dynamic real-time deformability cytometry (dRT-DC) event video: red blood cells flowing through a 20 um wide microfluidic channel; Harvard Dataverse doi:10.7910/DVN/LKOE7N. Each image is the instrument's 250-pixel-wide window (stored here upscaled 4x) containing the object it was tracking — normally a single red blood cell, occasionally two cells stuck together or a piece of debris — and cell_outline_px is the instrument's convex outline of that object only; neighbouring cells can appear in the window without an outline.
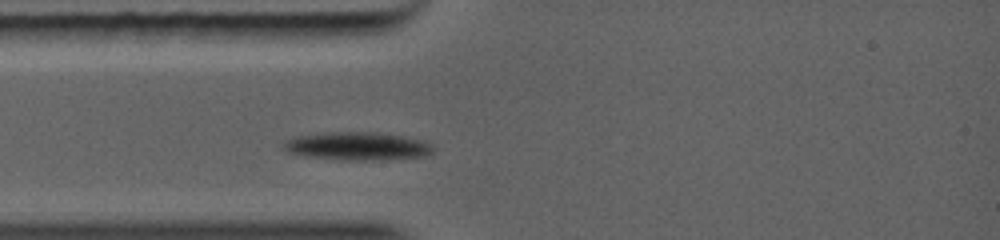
{"species": "common noctule bat (a hibernating species)", "species_latin": "Nyctalus noctula", "temperature_condition": "warm", "stored_images_in_passage": 15, "camera_frame_rate_fps": 5000, "um_per_image_px": 0.085, "animal": {"sex": "female", "body_mass_g": 19.0, "forearm_length_mm": 56.7}, "frame": {"image": 1, "passage_image": 1, "time_ms": 0.0, "image_size_px": [1000, 240], "cell_outline_px": [[436, 148], [432, 152], [424, 156], [384, 160], [340, 160], [308, 156], [288, 152], [284, 148], [284, 144], [292, 136], [316, 132], [380, 132], [404, 136], [424, 140]], "centroid_in_image_um": [30.4, 12.41], "position_along_channel_um": 54.6, "area_um2": 24.85}}
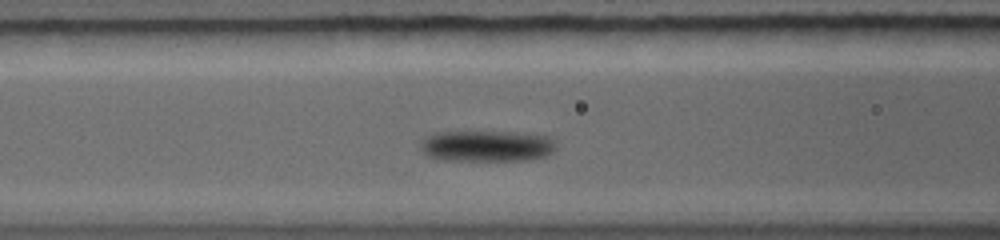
{"frame": {"image": 2, "passage_image": 6, "time_ms": 1.6, "image_size_px": [1000, 240], "cell_outline_px": [[556, 148], [552, 152], [544, 156], [528, 160], [440, 160], [428, 156], [420, 148], [420, 144], [424, 136], [432, 132], [532, 132], [552, 136], [556, 140]], "centroid_in_image_um": [41.42, 12.39], "position_along_channel_um": 125.2, "area_um2": 25.2}}
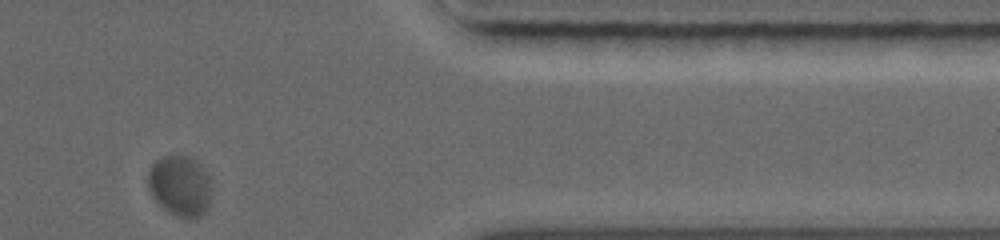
{"frame": {"image": 3, "passage_image": 15, "time_ms": 8.2, "image_size_px": [1000, 240], "cell_outline_px": [[208, 204], [204, 212], [200, 216], [180, 216], [164, 208], [152, 196], [148, 188], [148, 172], [152, 164], [156, 160], [164, 156], [184, 156], [196, 160], [200, 164], [208, 176]], "centroid_in_image_um": [15.25, 15.75], "position_along_channel_um": 396.2, "area_um2": 21.56}}